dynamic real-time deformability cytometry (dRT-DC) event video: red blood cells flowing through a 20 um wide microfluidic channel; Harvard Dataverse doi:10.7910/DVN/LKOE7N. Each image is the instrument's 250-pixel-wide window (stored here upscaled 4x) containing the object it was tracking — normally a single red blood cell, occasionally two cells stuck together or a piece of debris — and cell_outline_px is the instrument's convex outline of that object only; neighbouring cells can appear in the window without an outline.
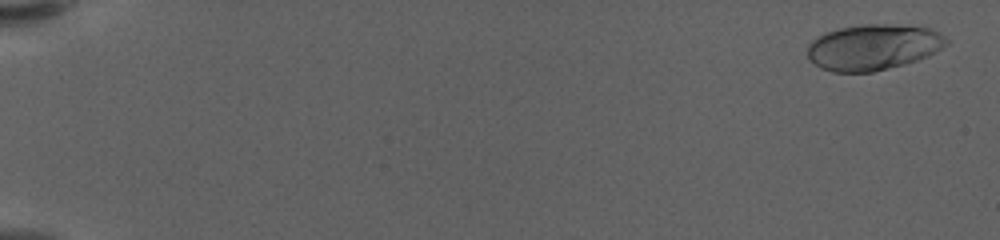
{"species": "human", "species_latin": "Homo sapiens", "temperature_condition": "warm", "stored_images_in_passage": 59, "camera_frame_rate_fps": 3000, "um_per_image_px": 0.085, "donor": {"sex": "female"}, "frame": {"image": 1, "passage_image": 2, "time_ms": 0.333, "image_size_px": [1000, 240], "cell_outline_px": [[948, 44], [928, 56], [904, 64], [872, 72], [832, 72], [820, 68], [808, 60], [808, 44], [812, 40], [824, 32], [840, 28], [860, 24], [888, 24], [928, 28], [940, 32], [948, 40]], "centroid_in_image_um": [74.19, 4.01], "position_along_channel_um": 10.8, "area_um2": 37.17}}
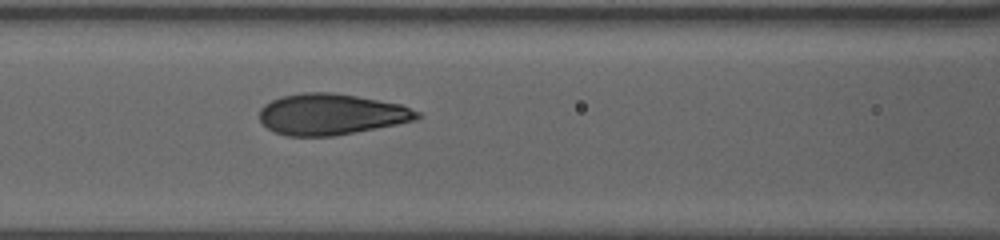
{"frame": {"image": 2, "passage_image": 28, "time_ms": 9.0, "image_size_px": [1000, 240], "cell_outline_px": [[420, 116], [416, 120], [336, 136], [288, 136], [276, 132], [268, 128], [260, 120], [260, 108], [264, 104], [280, 96], [304, 92], [332, 92], [356, 96], [400, 104], [420, 112]], "centroid_in_image_um": [28.13, 9.71], "position_along_channel_um": 138.5, "area_um2": 37.63}}
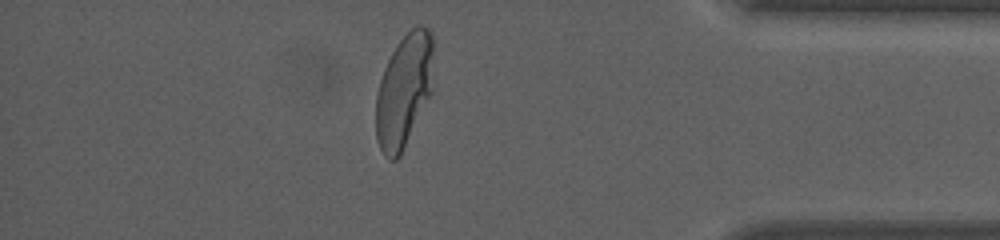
{"frame": {"image": 3, "passage_image": 52, "time_ms": 17.0, "image_size_px": [1000, 240], "cell_outline_px": [[432, 92], [400, 156], [396, 160], [388, 160], [384, 156], [376, 140], [376, 96], [380, 80], [384, 68], [396, 44], [416, 24], [420, 24], [428, 28], [432, 32]], "centroid_in_image_um": [34.33, 7.71], "position_along_channel_um": 400.9, "area_um2": 38.09}, "authors_computed_cell_mechanics": {"area_um2": 37.281, "velocity_mm_per_s": 3.6047, "shape_relaxation_time_tau1_ms": 4.8591, "shape_relaxation_time_tau2_ms": null, "deformation_change_tau1": 0.2134, "deformation_change_tau2": null}}